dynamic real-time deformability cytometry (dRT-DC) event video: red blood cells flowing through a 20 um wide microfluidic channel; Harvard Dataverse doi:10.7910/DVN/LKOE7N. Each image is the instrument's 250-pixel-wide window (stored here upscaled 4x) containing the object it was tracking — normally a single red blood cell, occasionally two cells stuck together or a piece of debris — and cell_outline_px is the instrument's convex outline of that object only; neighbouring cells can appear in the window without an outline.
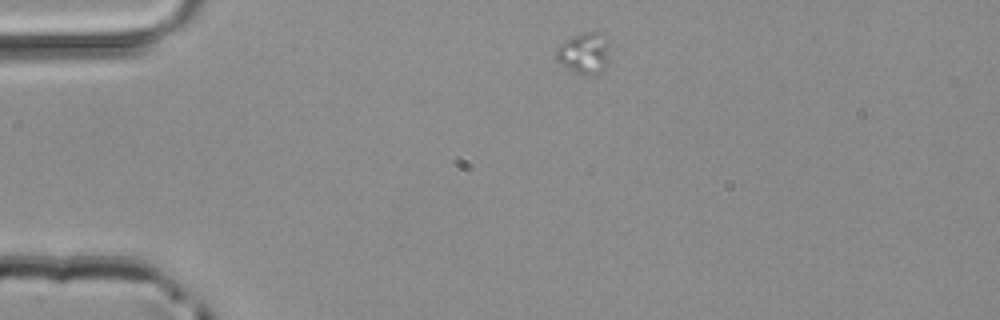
{"species": "common noctule bat (a hibernating species)", "species_latin": "Nyctalus noctula", "temperature_condition": "room temperature", "stored_images_in_passage": 8, "camera_frame_rate_fps": 3000, "um_per_image_px": 0.085, "animal": {"sex": "male", "body_mass_g": 20.4}, "frame": {"image": 1, "passage_image": 2, "time_ms": 0.333, "image_size_px": [1000, 320], "cell_outline_px": [[608, 60], [604, 68], [600, 72], [572, 72], [556, 60], [556, 48], [564, 40], [572, 36], [584, 32], [604, 32]], "centroid_in_image_um": [49.6, 4.47], "position_along_channel_um": 35.4, "area_um2": 12.43}}